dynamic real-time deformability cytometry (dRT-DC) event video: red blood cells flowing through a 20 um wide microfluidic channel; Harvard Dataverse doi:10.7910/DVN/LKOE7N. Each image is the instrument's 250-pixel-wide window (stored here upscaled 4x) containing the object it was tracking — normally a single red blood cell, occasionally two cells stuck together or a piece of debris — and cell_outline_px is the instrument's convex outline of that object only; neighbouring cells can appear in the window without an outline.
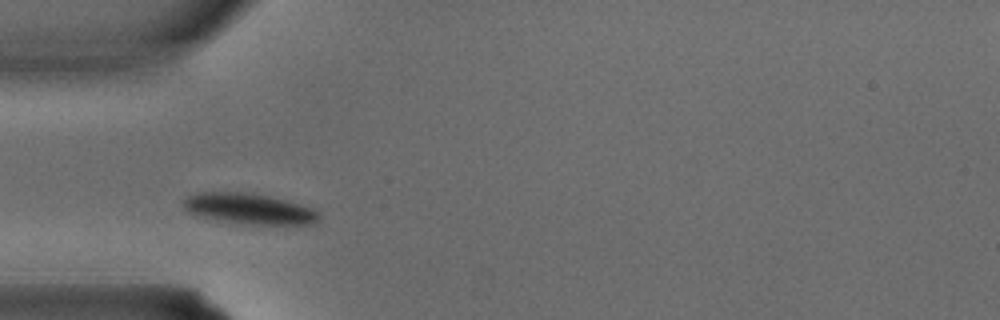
{"species": "common noctule bat (a hibernating species)", "species_latin": "Nyctalus noctula", "temperature_condition": "warm", "stored_images_in_passage": 1, "camera_frame_rate_fps": 3000, "um_per_image_px": 0.085, "animal": {"sex": "male", "body_mass_g": 15.6}, "frame": {"image": 1, "passage_image": 1, "time_ms": 0.0, "image_size_px": [1000, 320], "cell_outline_px": [[320, 216], [312, 224], [240, 224], [200, 216], [188, 212], [180, 204], [188, 196], [200, 192], [244, 192], [268, 196], [300, 204], [316, 212]], "centroid_in_image_um": [21.09, 17.74], "position_along_channel_um": 63.9, "area_um2": 23.87}}